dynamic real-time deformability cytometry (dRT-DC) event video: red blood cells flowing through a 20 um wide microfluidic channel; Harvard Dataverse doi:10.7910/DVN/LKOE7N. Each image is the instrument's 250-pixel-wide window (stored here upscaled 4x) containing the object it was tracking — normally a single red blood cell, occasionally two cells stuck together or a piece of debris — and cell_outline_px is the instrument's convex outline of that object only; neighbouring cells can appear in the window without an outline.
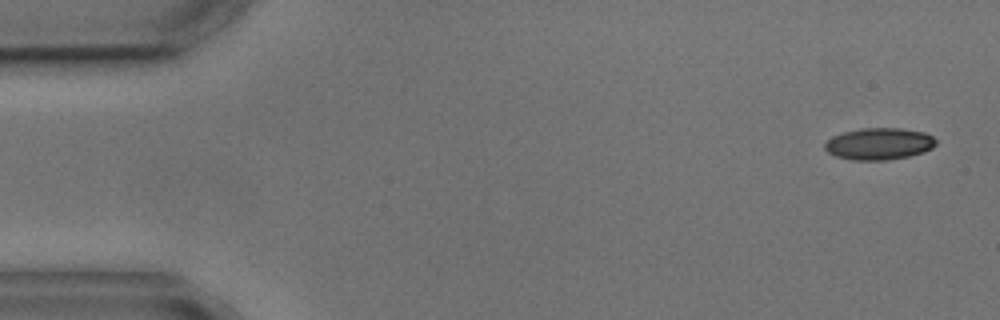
{"species": "common noctule bat (a hibernating species)", "species_latin": "Nyctalus noctula", "temperature_condition": "cold", "stored_images_in_passage": 4, "camera_frame_rate_fps": 3000, "um_per_image_px": 0.085, "animal": {"sex": "male", "body_mass_g": 17.9, "forearm_length_mm": 54.2}, "frame": {"image": 1, "passage_image": 1, "time_ms": 0.0, "image_size_px": [1000, 320], "cell_outline_px": [[936, 144], [932, 148], [924, 152], [908, 156], [888, 160], [852, 160], [836, 156], [828, 152], [824, 148], [824, 144], [832, 136], [844, 132], [860, 128], [900, 128], [924, 132], [932, 136], [936, 140]], "centroid_in_image_um": [74.72, 12.22], "position_along_channel_um": 10.3, "area_um2": 20.63}}
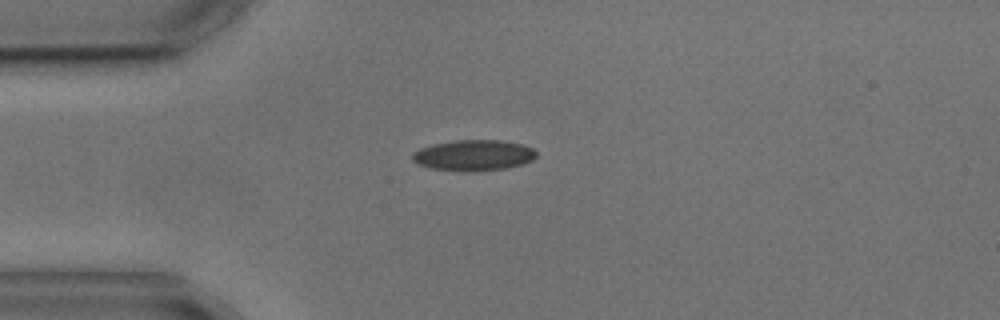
{"frame": {"image": 2, "passage_image": 4, "time_ms": 3.667, "image_size_px": [1000, 320], "cell_outline_px": [[536, 156], [532, 160], [524, 164], [504, 168], [472, 172], [464, 172], [428, 168], [416, 164], [412, 160], [412, 152], [420, 148], [432, 144], [456, 140], [500, 140], [520, 144], [532, 148], [536, 152]], "centroid_in_image_um": [40.2, 13.21], "position_along_channel_um": 44.8, "area_um2": 22.48}}